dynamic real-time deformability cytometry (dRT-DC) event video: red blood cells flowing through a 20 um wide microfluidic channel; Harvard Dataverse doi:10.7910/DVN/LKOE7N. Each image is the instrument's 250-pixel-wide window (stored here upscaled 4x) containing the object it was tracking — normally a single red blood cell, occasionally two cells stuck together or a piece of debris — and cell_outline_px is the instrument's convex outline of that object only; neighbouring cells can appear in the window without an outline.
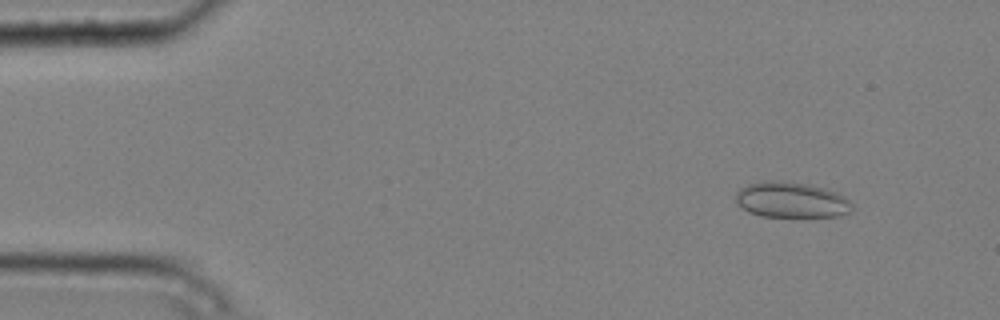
{"species": "common noctule bat (a hibernating species)", "species_latin": "Nyctalus noctula", "temperature_condition": "cold", "stored_images_in_passage": 4, "camera_frame_rate_fps": 3000, "um_per_image_px": 0.085, "animal": {"sex": "male", "body_mass_g": 20.4}, "frame": {"image": 1, "passage_image": 2, "time_ms": 0.333, "image_size_px": [1000, 320], "cell_outline_px": [[852, 212], [840, 216], [760, 216], [748, 212], [736, 204], [736, 192], [740, 188], [748, 184], [760, 180], [784, 180], [808, 184], [824, 188], [836, 192], [844, 196], [852, 204]], "centroid_in_image_um": [67.23, 16.98], "position_along_channel_um": 17.8, "area_um2": 24.45}}